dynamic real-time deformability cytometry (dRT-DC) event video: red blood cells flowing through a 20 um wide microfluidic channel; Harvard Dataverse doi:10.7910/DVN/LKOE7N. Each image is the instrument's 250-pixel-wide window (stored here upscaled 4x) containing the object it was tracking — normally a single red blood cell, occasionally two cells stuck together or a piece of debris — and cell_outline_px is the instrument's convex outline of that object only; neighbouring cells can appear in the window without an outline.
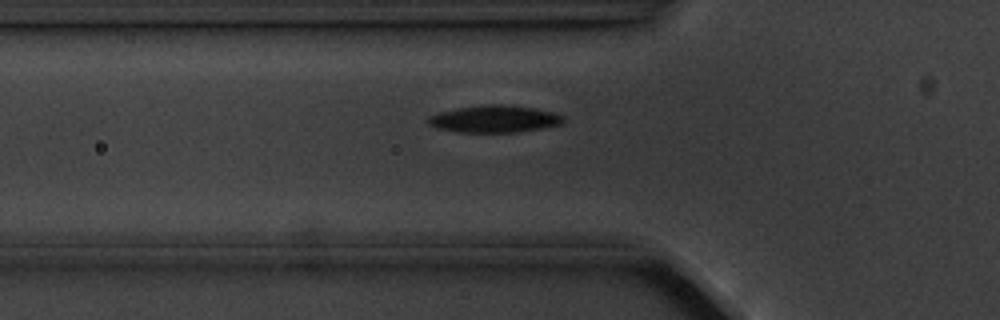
{"species": "common noctule bat (a hibernating species)", "species_latin": "Nyctalus noctula", "temperature_condition": "cold", "stored_images_in_passage": 5, "camera_frame_rate_fps": 3000, "um_per_image_px": 0.085, "animal": {"sex": "male", "body_mass_g": 20.1, "forearm_length_mm": 53.5}, "frame": {"image": 1, "passage_image": 5, "time_ms": 5.333, "image_size_px": [1000, 320], "cell_outline_px": [[564, 120], [560, 124], [544, 128], [516, 132], [456, 132], [436, 128], [428, 124], [428, 116], [440, 112], [456, 108], [484, 104], [508, 104], [536, 108], [552, 112], [564, 116]], "centroid_in_image_um": [42.02, 10.1], "position_along_channel_um": 83.8, "area_um2": 21.56}}